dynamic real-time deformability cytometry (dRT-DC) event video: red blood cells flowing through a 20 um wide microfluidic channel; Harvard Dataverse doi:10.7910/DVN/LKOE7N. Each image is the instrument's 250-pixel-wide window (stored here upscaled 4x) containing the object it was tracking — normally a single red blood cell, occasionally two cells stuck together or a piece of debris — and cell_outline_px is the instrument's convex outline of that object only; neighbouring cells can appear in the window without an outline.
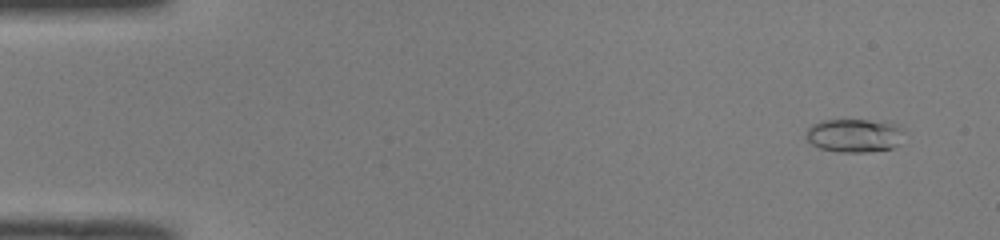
{"species": "common noctule bat (a hibernating species)", "species_latin": "Nyctalus noctula", "temperature_condition": "room temperature", "stored_images_in_passage": 51, "camera_frame_rate_fps": 3000, "um_per_image_px": 0.085, "animal": {"sex": "male", "body_mass_g": 19.0, "forearm_length_mm": 50.8}, "frame": {"image": 1, "passage_image": 4, "time_ms": 1.0, "image_size_px": [1000, 240], "cell_outline_px": [[904, 132], [896, 144], [892, 148], [868, 152], [836, 152], [820, 148], [812, 144], [804, 136], [808, 128], [812, 124], [820, 120], [868, 120], [900, 124], [904, 128]], "centroid_in_image_um": [72.6, 11.5], "position_along_channel_um": 12.4, "area_um2": 19.25}}
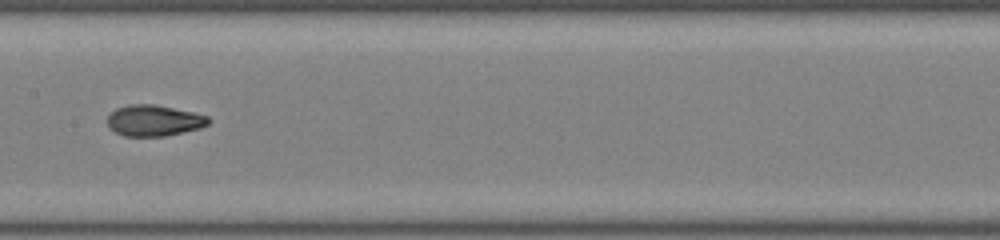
{"frame": {"image": 2, "passage_image": 27, "time_ms": 8.667, "image_size_px": [1000, 240], "cell_outline_px": [[212, 120], [208, 124], [200, 128], [164, 136], [124, 136], [108, 128], [108, 116], [116, 108], [128, 104], [152, 104], [192, 112], [208, 116]], "centroid_in_image_um": [13.07, 10.24], "position_along_channel_um": 194.3, "area_um2": 18.21}}
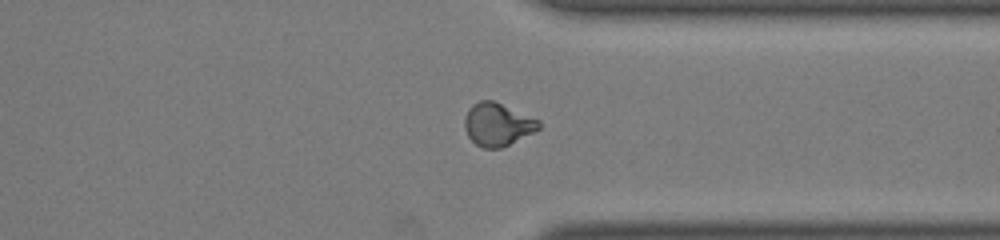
{"frame": {"image": 3, "passage_image": 40, "time_ms": 13.0, "image_size_px": [1000, 240], "cell_outline_px": [[540, 128], [500, 148], [484, 148], [476, 144], [468, 136], [464, 128], [464, 120], [468, 108], [472, 104], [480, 100], [492, 100], [540, 120]], "centroid_in_image_um": [42.25, 10.56], "position_along_channel_um": 369.2, "area_um2": 18.26}, "authors_computed_cell_mechanics": {"area_um2": 18.2648, "velocity_mm_per_s": 4.042, "shape_relaxation_time_tau1_ms": 8.012, "shape_relaxation_time_tau2_ms": 1.6245, "deformation_change_tau1": 0.2498, "deformation_change_tau2": 0.0633}}